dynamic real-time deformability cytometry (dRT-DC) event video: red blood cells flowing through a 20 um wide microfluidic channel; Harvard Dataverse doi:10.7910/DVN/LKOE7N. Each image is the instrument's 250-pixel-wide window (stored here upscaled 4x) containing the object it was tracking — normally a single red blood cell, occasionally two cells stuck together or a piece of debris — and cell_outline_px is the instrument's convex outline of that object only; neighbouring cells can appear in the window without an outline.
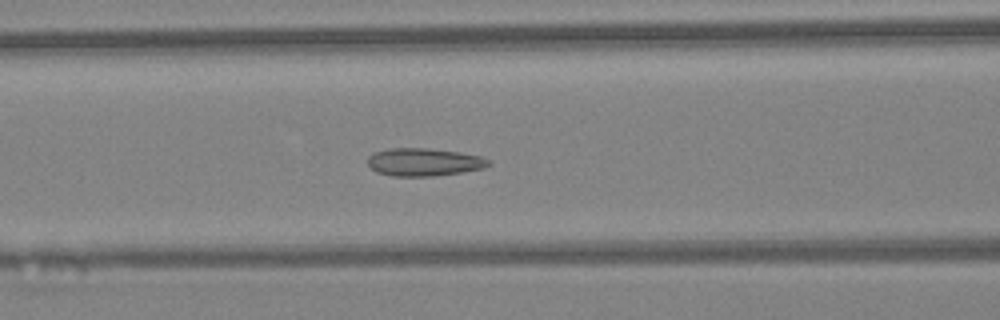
{"species": "Egyptian fruit bat (a non-hibernating species)", "species_latin": "Rousettus aegyptiacus", "temperature_condition": "warm", "stored_images_in_passage": 46, "camera_frame_rate_fps": 3000, "um_per_image_px": 0.085, "animal": {"sex": "female"}, "frame": {"image": 1, "passage_image": 19, "time_ms": 6.0, "image_size_px": [1000, 320], "cell_outline_px": [[492, 164], [484, 168], [460, 172], [432, 176], [392, 176], [376, 172], [368, 164], [368, 156], [376, 152], [388, 148], [428, 148], [460, 152], [480, 156], [488, 160]], "centroid_in_image_um": [36.03, 13.77], "position_along_channel_um": 130.6, "area_um2": 19.54}}
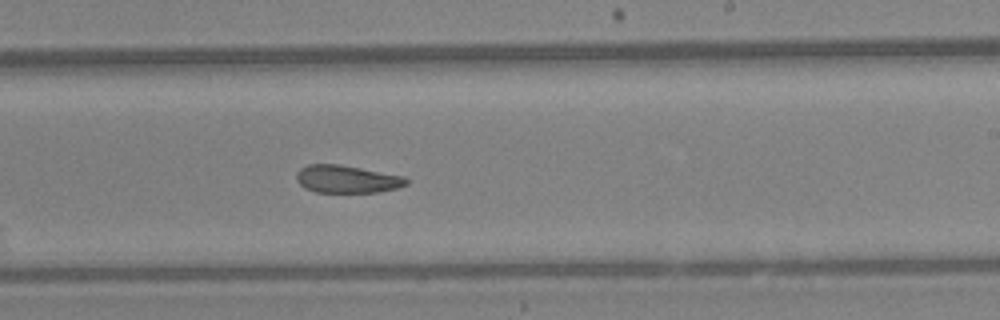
{"frame": {"image": 2, "passage_image": 28, "time_ms": 9.0, "image_size_px": [1000, 320], "cell_outline_px": [[408, 184], [396, 188], [376, 192], [316, 192], [304, 188], [296, 180], [296, 172], [300, 168], [308, 164], [336, 164], [360, 168], [404, 176], [408, 180]], "centroid_in_image_um": [29.45, 15.22], "position_along_channel_um": 259.6, "area_um2": 17.63}}
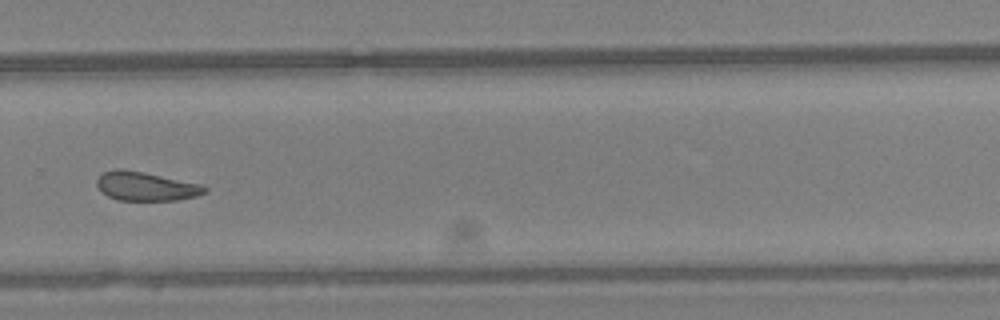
{"frame": {"image": 3, "passage_image": 32, "time_ms": 10.333, "image_size_px": [1000, 320], "cell_outline_px": [[208, 192], [196, 196], [176, 200], [116, 200], [100, 192], [96, 184], [96, 180], [104, 172], [116, 168], [124, 168], [144, 172], [200, 184], [208, 188]], "centroid_in_image_um": [12.37, 15.83], "position_along_channel_um": 317.4, "area_um2": 18.26}, "authors_computed_cell_mechanics": {"area_um2": 19.5364, "velocity_mm_per_s": 4.3185, "shape_relaxation_time_tau1_ms": null, "shape_relaxation_time_tau2_ms": 3.4306, "deformation_change_tau1": null, "deformation_change_tau2": 0.0901}}